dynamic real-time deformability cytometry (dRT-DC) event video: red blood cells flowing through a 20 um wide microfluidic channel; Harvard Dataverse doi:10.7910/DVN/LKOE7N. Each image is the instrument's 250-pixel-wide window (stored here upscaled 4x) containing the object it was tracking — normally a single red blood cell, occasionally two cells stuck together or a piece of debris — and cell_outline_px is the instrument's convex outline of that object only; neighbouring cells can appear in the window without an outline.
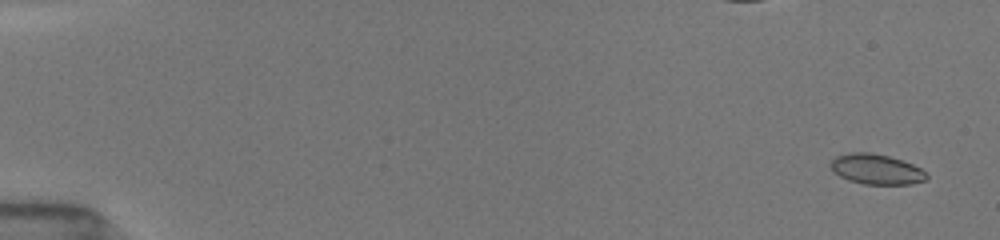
{"species": "common noctule bat (a hibernating species)", "species_latin": "Nyctalus noctula", "temperature_condition": "room temperature", "stored_images_in_passage": 54, "camera_frame_rate_fps": 3000, "um_per_image_px": 0.085, "animal": {"sex": "female", "body_mass_g": 19.5, "forearm_length_mm": 54.1}, "frame": {"image": 1, "passage_image": 3, "time_ms": 0.667, "image_size_px": [1000, 240], "cell_outline_px": [[928, 176], [924, 180], [912, 184], [864, 184], [848, 180], [832, 172], [828, 164], [836, 156], [852, 152], [872, 152], [888, 156], [912, 164], [920, 168]], "centroid_in_image_um": [74.43, 14.38], "position_along_channel_um": 10.6, "area_um2": 16.88}}
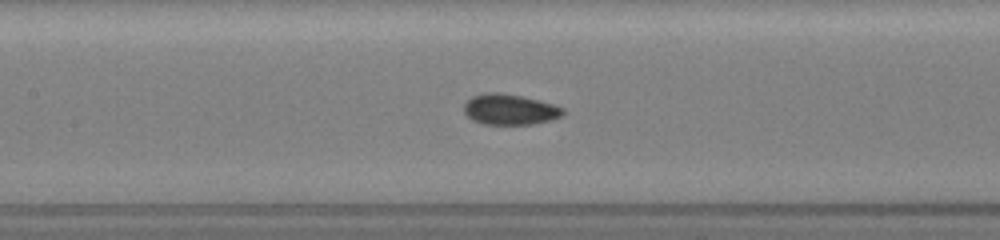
{"frame": {"image": 2, "passage_image": 27, "time_ms": 8.667, "image_size_px": [1000, 240], "cell_outline_px": [[564, 112], [560, 116], [552, 120], [532, 124], [484, 124], [472, 120], [464, 112], [464, 104], [472, 96], [484, 92], [500, 92], [520, 96], [552, 104], [564, 108]], "centroid_in_image_um": [43.3, 9.3], "position_along_channel_um": 164.1, "area_um2": 17.57}}
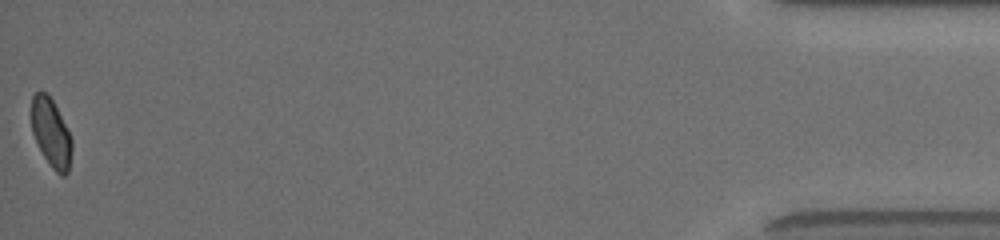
{"frame": {"image": 3, "passage_image": 54, "time_ms": 17.667, "image_size_px": [1000, 240], "cell_outline_px": [[72, 152], [68, 172], [64, 176], [60, 176], [52, 168], [44, 156], [32, 132], [32, 96], [36, 92], [48, 92], [72, 140]], "centroid_in_image_um": [4.35, 11.32], "position_along_channel_um": 430.9, "area_um2": 15.78}, "authors_computed_cell_mechanics": {"area_um2": 17.0799, "velocity_mm_per_s": 3.9269, "shape_relaxation_time_tau1_ms": 5.3136, "shape_relaxation_time_tau2_ms": 1.9309, "deformation_change_tau1": 0.1112, "deformation_change_tau2": 0.0308}}